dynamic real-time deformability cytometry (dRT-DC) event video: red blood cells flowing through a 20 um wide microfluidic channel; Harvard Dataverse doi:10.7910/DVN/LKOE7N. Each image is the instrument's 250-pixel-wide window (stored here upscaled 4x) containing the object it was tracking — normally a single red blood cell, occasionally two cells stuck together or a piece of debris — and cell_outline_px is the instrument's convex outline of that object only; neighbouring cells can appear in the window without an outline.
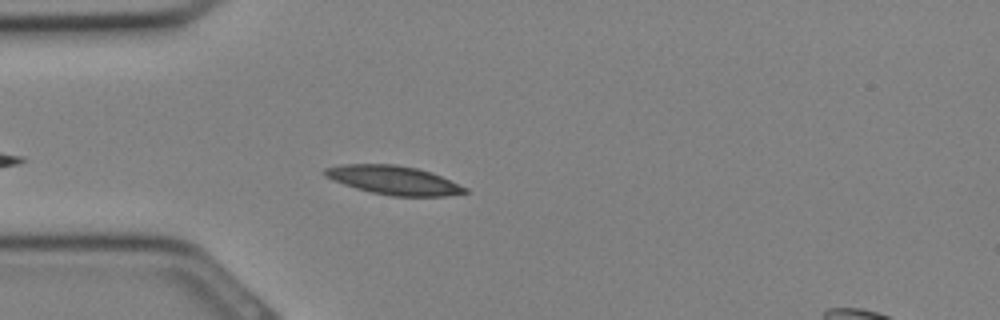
{"species": "Egyptian fruit bat (a non-hibernating species)", "species_latin": "Rousettus aegyptiacus", "temperature_condition": "cold", "stored_images_in_passage": 27, "segment_of_instrument_passage": [1, 2], "camera_frame_rate_fps": 3000, "um_per_image_px": 0.085, "animal": {"sex": "female"}, "frame": {"image": 1, "passage_image": 3, "time_ms": 0.667, "image_size_px": [1000, 320], "cell_outline_px": [[468, 192], [444, 196], [392, 196], [372, 192], [356, 188], [332, 180], [324, 176], [320, 172], [324, 168], [344, 164], [396, 164], [416, 168], [432, 172], [468, 188]], "centroid_in_image_um": [33.43, 15.3], "position_along_channel_um": 51.6, "area_um2": 23.52}}
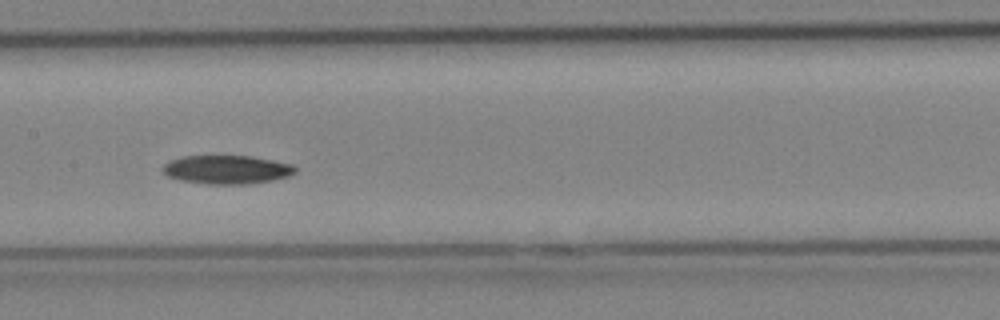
{"frame": {"image": 2, "passage_image": 10, "time_ms": 3.0, "image_size_px": [1000, 320], "cell_outline_px": [[296, 172], [288, 176], [272, 180], [248, 184], [208, 184], [180, 180], [168, 176], [160, 168], [168, 160], [180, 156], [252, 156], [292, 164], [296, 168]], "centroid_in_image_um": [19.24, 14.41], "position_along_channel_um": 188.2, "area_um2": 22.2}}
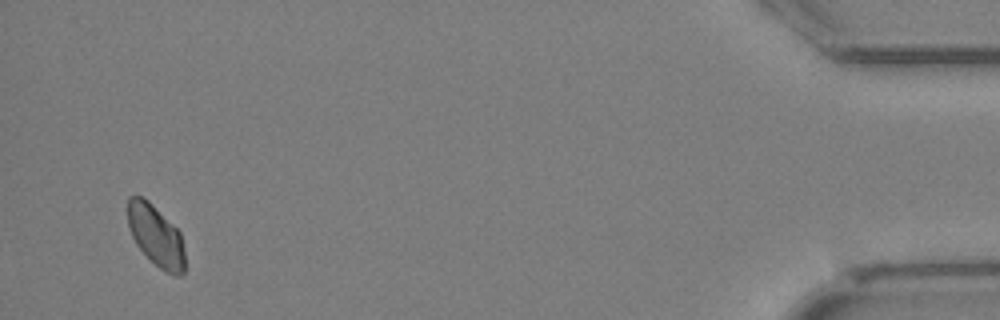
{"frame": {"image": 3, "passage_image": 25, "time_ms": 8.0, "image_size_px": [1000, 320], "cell_outline_px": [[184, 272], [180, 276], [176, 276], [160, 268], [136, 244], [132, 236], [128, 224], [128, 196], [140, 196], [148, 200], [180, 232], [184, 252]], "centroid_in_image_um": [13.25, 20.02], "position_along_channel_um": 422.0, "area_um2": 19.94}}